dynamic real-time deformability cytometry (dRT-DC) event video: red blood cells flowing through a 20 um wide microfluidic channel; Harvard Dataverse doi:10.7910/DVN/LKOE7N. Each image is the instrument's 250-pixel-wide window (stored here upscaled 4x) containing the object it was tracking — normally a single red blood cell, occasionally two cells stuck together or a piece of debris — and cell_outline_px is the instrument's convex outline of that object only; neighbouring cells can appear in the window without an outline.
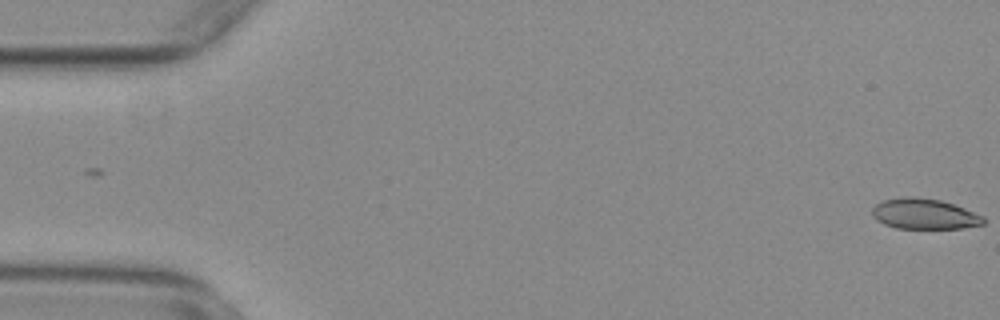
{"species": "common noctule bat (a hibernating species)", "species_latin": "Nyctalus noctula", "temperature_condition": "warm", "stored_images_in_passage": 55, "camera_frame_rate_fps": 3000, "um_per_image_px": 0.085, "animal": {"sex": "female", "body_mass_g": 29.2, "forearm_length_mm": 56.3}, "frame": {"image": 1, "passage_image": 1, "time_ms": 0.0, "image_size_px": [1000, 320], "cell_outline_px": [[984, 224], [964, 228], [896, 228], [884, 224], [876, 220], [872, 216], [872, 208], [876, 204], [884, 200], [904, 196], [912, 196], [940, 200], [964, 208], [984, 216]], "centroid_in_image_um": [78.55, 18.18], "position_along_channel_um": 6.5, "area_um2": 19.77}}
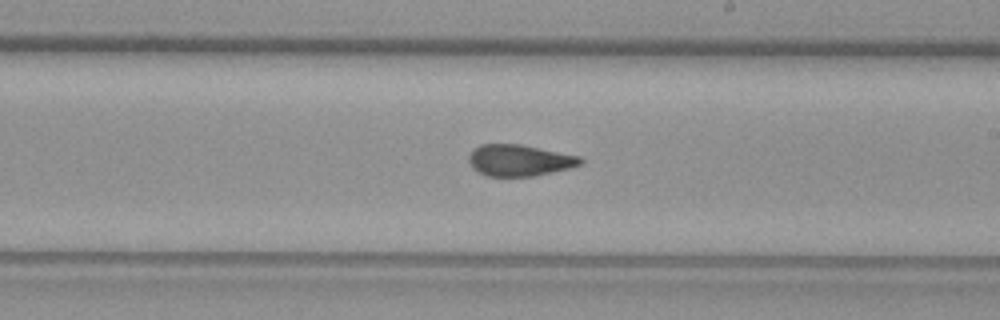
{"frame": {"image": 2, "passage_image": 32, "time_ms": 10.333, "image_size_px": [1000, 320], "cell_outline_px": [[584, 164], [572, 168], [532, 176], [488, 176], [476, 172], [472, 168], [468, 160], [468, 156], [472, 148], [480, 144], [520, 144], [580, 156], [584, 160]], "centroid_in_image_um": [44.14, 13.63], "position_along_channel_um": 244.9, "area_um2": 20.75}}
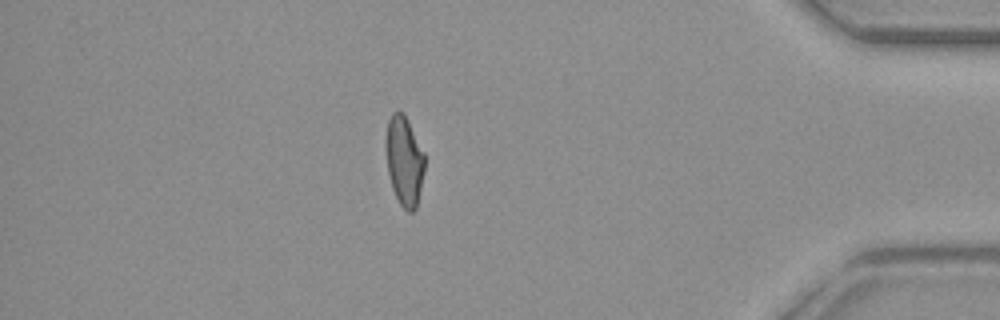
{"frame": {"image": 3, "passage_image": 48, "time_ms": 15.667, "image_size_px": [1000, 320], "cell_outline_px": [[424, 172], [416, 208], [412, 212], [408, 212], [400, 204], [392, 188], [388, 172], [384, 144], [384, 140], [388, 120], [392, 112], [404, 112], [424, 152]], "centroid_in_image_um": [34.34, 13.64], "position_along_channel_um": 400.9, "area_um2": 20.4}, "authors_computed_cell_mechanics": {"area_um2": 20.9236, "velocity_mm_per_s": 3.7665, "shape_relaxation_time_tau1_ms": null, "shape_relaxation_time_tau2_ms": 1.5809, "deformation_change_tau1": null, "deformation_change_tau2": 0.0638}}